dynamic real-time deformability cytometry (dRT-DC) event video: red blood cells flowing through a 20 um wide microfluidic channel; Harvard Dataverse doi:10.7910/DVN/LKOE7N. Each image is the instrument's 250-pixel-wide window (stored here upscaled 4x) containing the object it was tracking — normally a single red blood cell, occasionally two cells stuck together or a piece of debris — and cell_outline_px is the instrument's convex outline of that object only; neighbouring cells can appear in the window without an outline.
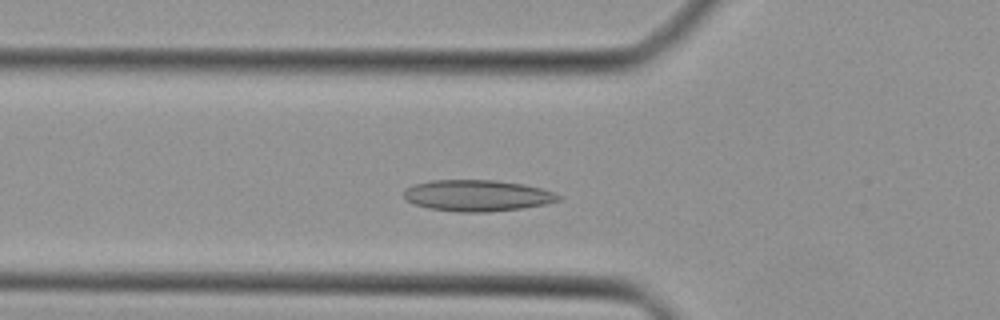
{"species": "Egyptian fruit bat (a non-hibernating species)", "species_latin": "Rousettus aegyptiacus", "temperature_condition": "cold", "stored_images_in_passage": 39, "camera_frame_rate_fps": 3000, "um_per_image_px": 0.085, "animal": {"sex": "female"}, "frame": {"image": 1, "passage_image": 10, "time_ms": 3.0, "image_size_px": [1000, 320], "cell_outline_px": [[564, 196], [560, 200], [544, 204], [520, 208], [488, 212], [460, 212], [428, 208], [404, 200], [404, 188], [412, 184], [432, 180], [496, 180], [524, 184], [556, 192]], "centroid_in_image_um": [40.56, 16.61], "position_along_channel_um": 85.2, "area_um2": 28.38}}
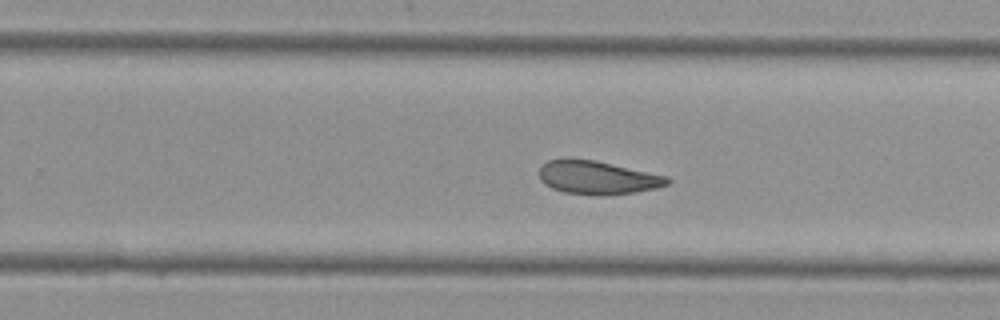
{"frame": {"image": 2, "passage_image": 23, "time_ms": 7.333, "image_size_px": [1000, 320], "cell_outline_px": [[672, 180], [668, 184], [656, 188], [636, 192], [600, 196], [596, 196], [564, 192], [552, 188], [544, 184], [540, 180], [540, 168], [548, 160], [568, 156], [596, 160], [668, 176]], "centroid_in_image_um": [50.77, 15.07], "position_along_channel_um": 279.0, "area_um2": 25.49}}
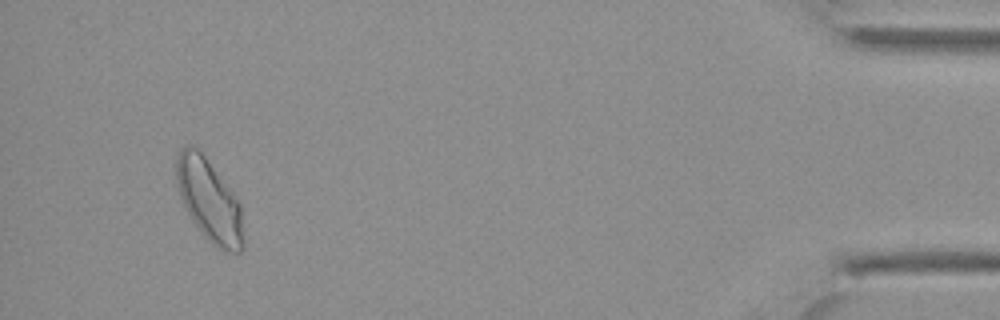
{"frame": {"image": 3, "passage_image": 37, "time_ms": 12.0, "image_size_px": [1000, 320], "cell_outline_px": [[244, 248], [240, 252], [228, 252], [216, 248], [200, 232], [192, 220], [180, 196], [176, 180], [176, 160], [180, 148], [188, 144], [192, 144], [204, 156], [232, 192], [240, 204], [244, 240]], "centroid_in_image_um": [17.78, 17.07], "position_along_channel_um": 417.4, "area_um2": 31.91}}